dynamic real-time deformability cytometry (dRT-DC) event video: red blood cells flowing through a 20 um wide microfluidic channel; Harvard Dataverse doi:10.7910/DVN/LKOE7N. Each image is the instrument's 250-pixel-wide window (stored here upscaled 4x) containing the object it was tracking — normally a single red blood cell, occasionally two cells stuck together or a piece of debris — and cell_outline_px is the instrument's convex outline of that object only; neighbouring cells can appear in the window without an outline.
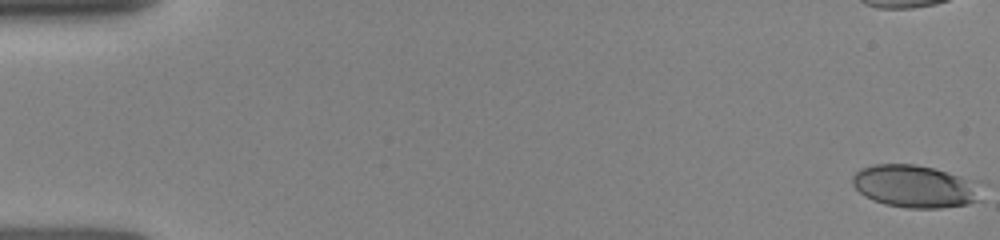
{"species": "human", "species_latin": "Homo sapiens", "temperature_condition": "room temperature", "stored_images_in_passage": 45, "camera_frame_rate_fps": 3000, "um_per_image_px": 0.085, "donor": {"sex": "female"}, "frame": {"image": 1, "passage_image": 1, "time_ms": 0.0, "image_size_px": [1000, 240], "cell_outline_px": [[984, 200], [968, 204], [940, 208], [908, 208], [884, 204], [872, 200], [864, 196], [852, 184], [852, 176], [860, 168], [872, 164], [916, 164], [984, 180]], "centroid_in_image_um": [77.94, 15.83], "position_along_channel_um": 7.1, "area_um2": 33.29}}
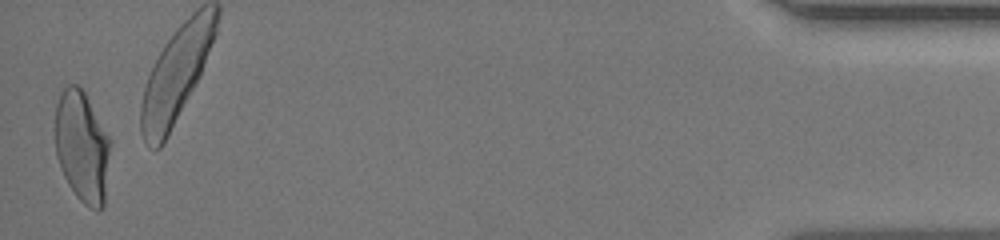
{"frame": {"image": 2, "passage_image": 45, "time_ms": 16.0, "image_size_px": [1000, 240], "cell_outline_px": [[112, 140], [104, 208], [88, 208], [76, 196], [68, 184], [60, 168], [56, 156], [56, 104], [64, 88], [68, 84], [76, 84], [84, 92]], "centroid_in_image_um": [7.01, 12.49], "position_along_channel_um": 428.2, "area_um2": 36.01}}